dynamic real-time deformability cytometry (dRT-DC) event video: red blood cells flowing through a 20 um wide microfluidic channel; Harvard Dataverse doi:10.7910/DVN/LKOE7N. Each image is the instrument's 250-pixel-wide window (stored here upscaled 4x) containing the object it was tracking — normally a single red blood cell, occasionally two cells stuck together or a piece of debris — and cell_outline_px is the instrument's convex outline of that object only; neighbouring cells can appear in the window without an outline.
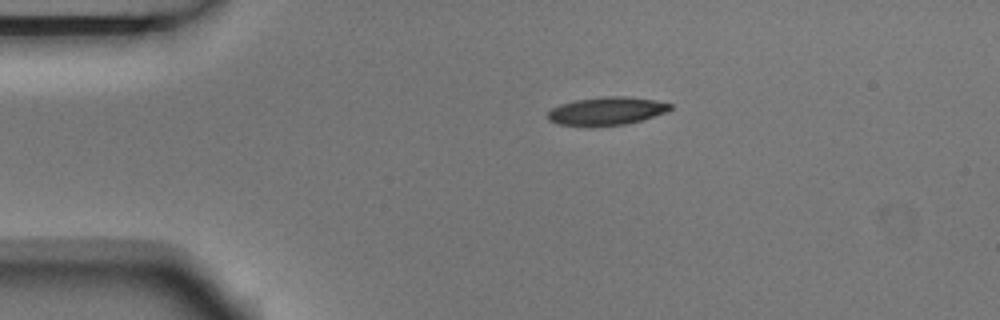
{"species": "Egyptian fruit bat (a non-hibernating species)", "species_latin": "Rousettus aegyptiacus", "temperature_condition": "room temperature", "stored_images_in_passage": 2, "camera_frame_rate_fps": 3000, "um_per_image_px": 0.085, "animal": {"sex": "male"}, "frame": {"image": 1, "passage_image": 1, "time_ms": 0.0, "image_size_px": [1000, 320], "cell_outline_px": [[672, 108], [668, 112], [640, 120], [624, 124], [588, 128], [560, 124], [548, 120], [548, 112], [552, 108], [560, 104], [576, 100], [604, 96], [624, 96], [656, 100], [672, 104]], "centroid_in_image_um": [51.55, 9.45], "position_along_channel_um": 33.5, "area_um2": 20.35}}